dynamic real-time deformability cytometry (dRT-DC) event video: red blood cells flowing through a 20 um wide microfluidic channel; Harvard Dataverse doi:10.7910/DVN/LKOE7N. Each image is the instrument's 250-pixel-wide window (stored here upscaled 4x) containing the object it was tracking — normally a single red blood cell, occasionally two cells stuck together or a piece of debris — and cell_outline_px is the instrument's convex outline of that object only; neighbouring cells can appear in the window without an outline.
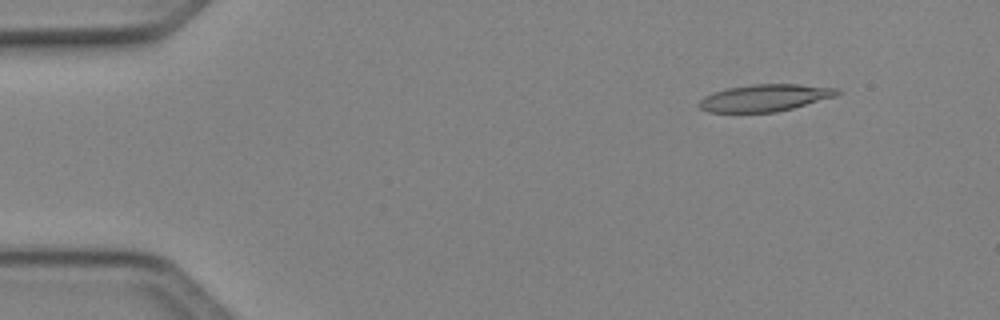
{"species": "Egyptian fruit bat (a non-hibernating species)", "species_latin": "Rousettus aegyptiacus", "temperature_condition": "cold", "stored_images_in_passage": 49, "camera_frame_rate_fps": 3000, "um_per_image_px": 0.085, "animal": {"sex": "female"}, "frame": {"image": 1, "passage_image": 6, "time_ms": 1.667, "image_size_px": [1000, 320], "cell_outline_px": [[840, 92], [836, 96], [792, 108], [776, 112], [708, 112], [700, 108], [696, 104], [704, 96], [712, 92], [728, 88], [752, 84], [796, 84], [840, 88]], "centroid_in_image_um": [64.99, 8.31], "position_along_channel_um": 20.0, "area_um2": 21.73}}
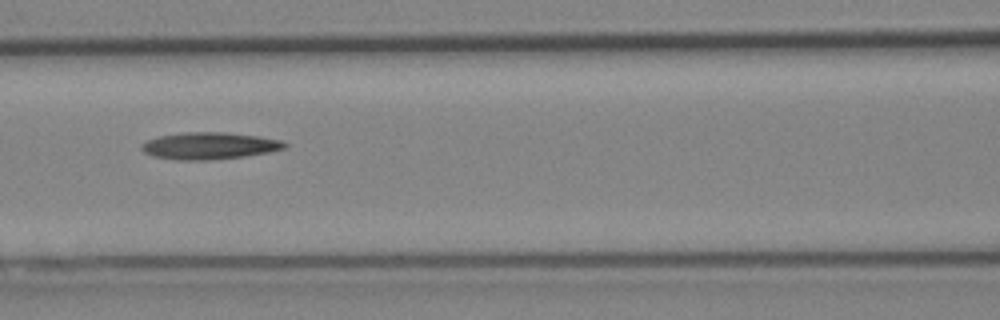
{"frame": {"image": 2, "passage_image": 22, "time_ms": 7.0, "image_size_px": [1000, 320], "cell_outline_px": [[288, 148], [268, 152], [244, 156], [208, 160], [176, 160], [152, 156], [144, 152], [140, 148], [140, 144], [148, 140], [160, 136], [184, 132], [224, 132], [260, 136], [280, 140], [288, 144]], "centroid_in_image_um": [17.79, 12.39], "position_along_channel_um": 148.8, "area_um2": 22.54}}
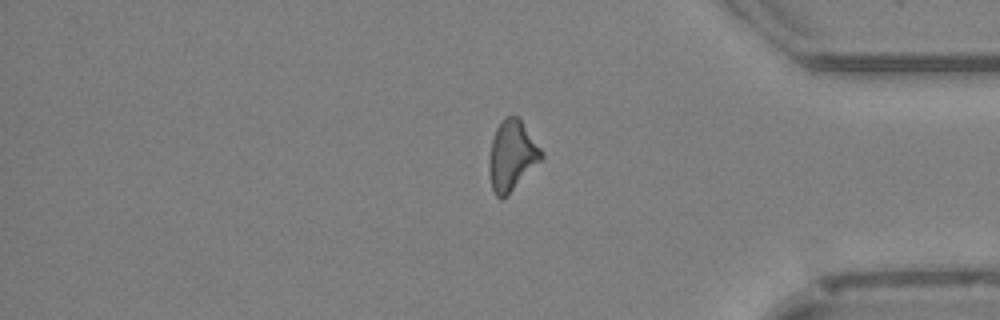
{"frame": {"image": 3, "passage_image": 41, "time_ms": 13.333, "image_size_px": [1000, 320], "cell_outline_px": [[544, 156], [508, 196], [500, 200], [496, 196], [492, 188], [488, 168], [488, 164], [492, 140], [496, 128], [500, 120], [504, 116], [516, 116], [520, 120], [544, 152]], "centroid_in_image_um": [43.49, 13.24], "position_along_channel_um": 391.7, "area_um2": 21.33}}